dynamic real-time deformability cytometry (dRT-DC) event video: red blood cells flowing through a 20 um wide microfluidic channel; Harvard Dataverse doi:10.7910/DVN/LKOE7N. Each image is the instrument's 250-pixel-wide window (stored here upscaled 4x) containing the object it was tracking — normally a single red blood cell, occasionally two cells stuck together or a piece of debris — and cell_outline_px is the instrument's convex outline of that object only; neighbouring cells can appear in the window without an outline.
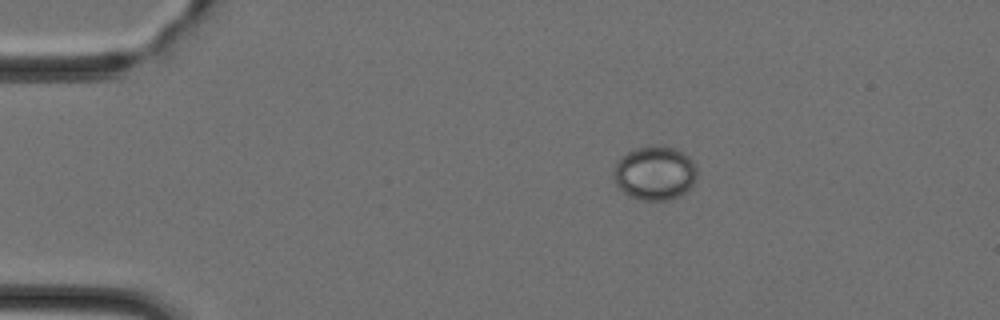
{"species": "Egyptian fruit bat (a non-hibernating species)", "species_latin": "Rousettus aegyptiacus", "temperature_condition": "cold", "stored_images_in_passage": 47, "camera_frame_rate_fps": 3000, "um_per_image_px": 0.085, "animal": {"sex": "female"}, "frame": {"image": 1, "passage_image": 9, "time_ms": 2.667, "image_size_px": [1000, 320], "cell_outline_px": [[696, 180], [680, 196], [668, 200], [640, 200], [628, 196], [616, 184], [616, 164], [620, 156], [636, 148], [652, 144], [676, 148], [688, 156], [696, 164]], "centroid_in_image_um": [55.68, 14.7], "position_along_channel_um": 29.3, "area_um2": 26.18}}
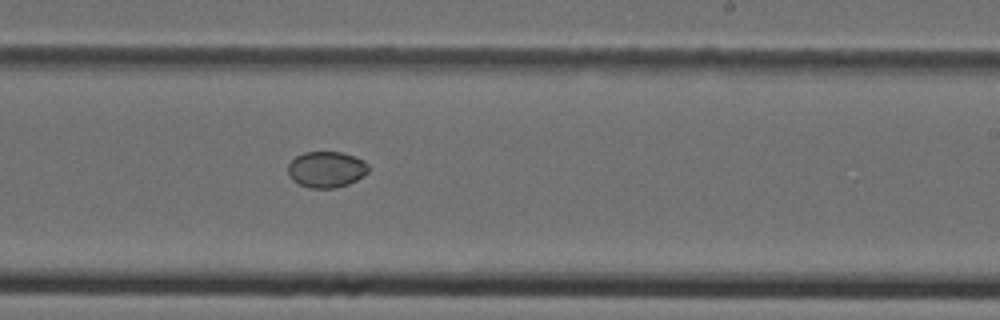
{"frame": {"image": 2, "passage_image": 29, "time_ms": 9.333, "image_size_px": [1000, 320], "cell_outline_px": [[368, 172], [364, 176], [348, 184], [336, 188], [308, 188], [292, 180], [288, 176], [288, 164], [296, 156], [304, 152], [340, 152], [364, 160], [368, 164]], "centroid_in_image_um": [27.73, 14.41], "position_along_channel_um": 261.3, "area_um2": 16.99}}
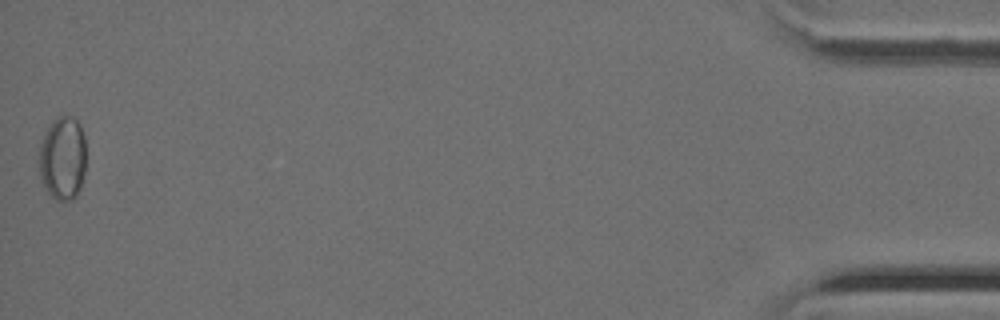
{"frame": {"image": 3, "passage_image": 47, "time_ms": 15.333, "image_size_px": [1000, 320], "cell_outline_px": [[84, 172], [80, 188], [76, 196], [72, 200], [56, 200], [48, 192], [40, 176], [40, 144], [44, 132], [52, 120], [56, 116], [72, 116], [80, 124], [84, 136]], "centroid_in_image_um": [5.32, 13.42], "position_along_channel_um": 429.9, "area_um2": 22.77}}